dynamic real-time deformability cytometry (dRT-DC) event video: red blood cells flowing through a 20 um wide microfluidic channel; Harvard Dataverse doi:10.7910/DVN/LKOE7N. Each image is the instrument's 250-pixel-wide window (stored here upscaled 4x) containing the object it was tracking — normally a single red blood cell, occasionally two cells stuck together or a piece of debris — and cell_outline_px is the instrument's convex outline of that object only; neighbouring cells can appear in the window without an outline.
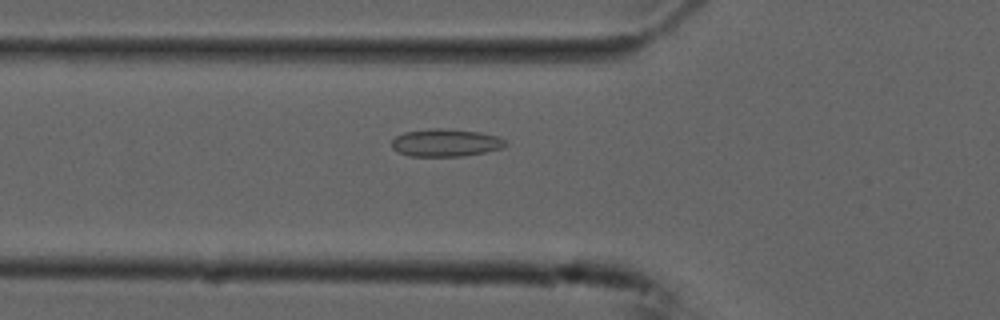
{"species": "common noctule bat (a hibernating species)", "species_latin": "Nyctalus noctula", "temperature_condition": "cold", "stored_images_in_passage": 54, "camera_frame_rate_fps": 3000, "um_per_image_px": 0.085, "animal": {"sex": "male", "forearm_length_mm": 52.5}, "frame": {"image": 1, "passage_image": 19, "time_ms": 6.0, "image_size_px": [1000, 320], "cell_outline_px": [[508, 144], [500, 148], [484, 152], [460, 156], [408, 156], [396, 152], [392, 148], [392, 140], [396, 136], [404, 132], [432, 128], [444, 128], [480, 132], [500, 136]], "centroid_in_image_um": [37.85, 12.12], "position_along_channel_um": 87.9, "area_um2": 18.38}}
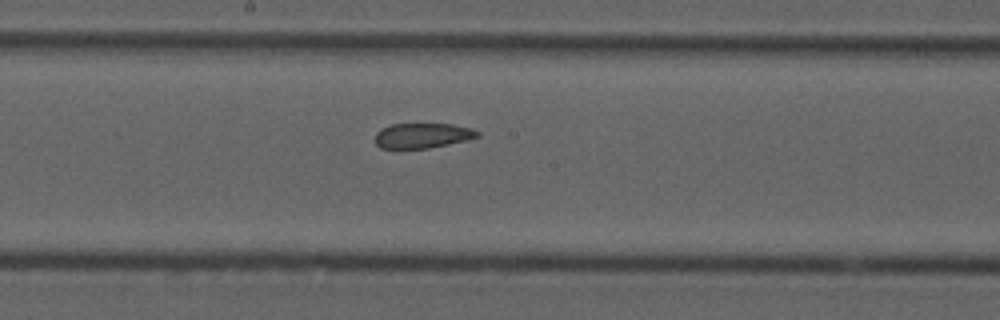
{"frame": {"image": 2, "passage_image": 29, "time_ms": 9.333, "image_size_px": [1000, 320], "cell_outline_px": [[480, 136], [468, 140], [428, 148], [380, 148], [376, 144], [376, 132], [380, 128], [392, 124], [452, 124], [472, 128], [480, 132]], "centroid_in_image_um": [35.93, 11.52], "position_along_channel_um": 212.3, "area_um2": 14.97}}
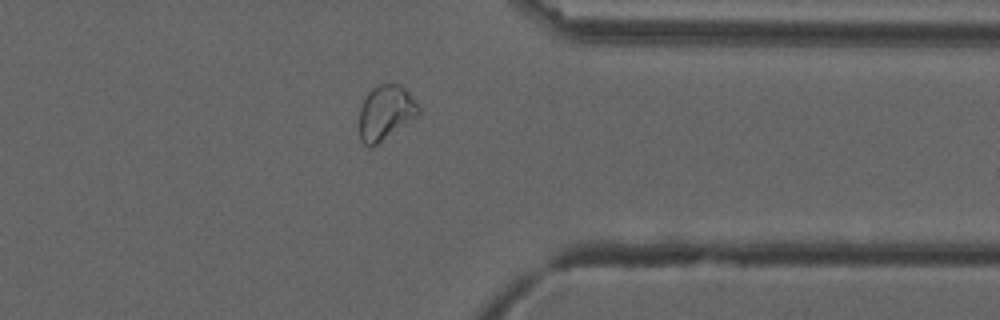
{"frame": {"image": 3, "passage_image": 43, "time_ms": 14.0, "image_size_px": [1000, 320], "cell_outline_px": [[420, 112], [416, 116], [372, 148], [368, 148], [360, 140], [360, 108], [364, 96], [376, 84], [400, 84], [408, 92], [420, 108]], "centroid_in_image_um": [32.74, 9.57], "position_along_channel_um": 378.7, "area_um2": 18.79}, "authors_computed_cell_mechanics": {"area_um2": 18.8428, "velocity_mm_per_s": 3.7302, "shape_relaxation_time_tau1_ms": null, "shape_relaxation_time_tau2_ms": 1.8577, "deformation_change_tau1": null, "deformation_change_tau2": 0.0683}}